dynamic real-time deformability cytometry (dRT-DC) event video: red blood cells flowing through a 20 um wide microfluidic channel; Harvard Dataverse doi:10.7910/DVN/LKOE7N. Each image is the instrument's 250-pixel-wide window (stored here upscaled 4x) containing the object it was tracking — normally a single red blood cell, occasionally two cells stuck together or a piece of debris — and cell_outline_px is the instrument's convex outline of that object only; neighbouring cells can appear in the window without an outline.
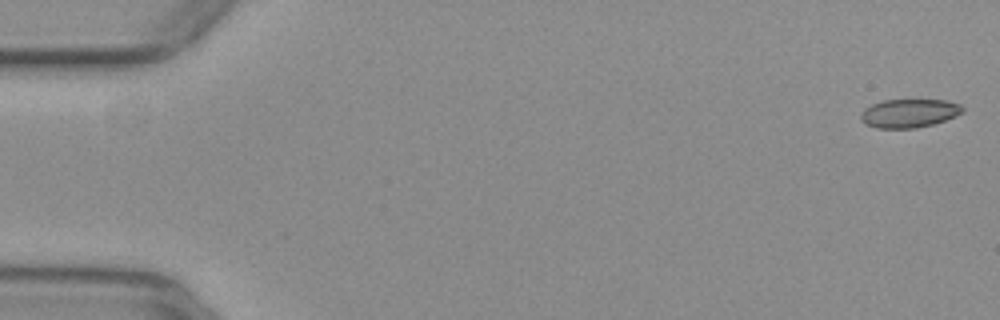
{"species": "common noctule bat (a hibernating species)", "species_latin": "Nyctalus noctula", "temperature_condition": "warm", "stored_images_in_passage": 6, "camera_frame_rate_fps": 3000, "um_per_image_px": 0.085, "animal": {"sex": "female", "body_mass_g": 29.2, "forearm_length_mm": 56.3}, "frame": {"image": 1, "passage_image": 1, "time_ms": 0.0, "image_size_px": [1000, 320], "cell_outline_px": [[964, 112], [956, 116], [932, 124], [916, 128], [876, 128], [864, 124], [860, 120], [860, 112], [864, 108], [872, 104], [884, 100], [944, 100], [960, 104], [964, 108]], "centroid_in_image_um": [77.24, 9.63], "position_along_channel_um": 7.8, "area_um2": 17.05}}